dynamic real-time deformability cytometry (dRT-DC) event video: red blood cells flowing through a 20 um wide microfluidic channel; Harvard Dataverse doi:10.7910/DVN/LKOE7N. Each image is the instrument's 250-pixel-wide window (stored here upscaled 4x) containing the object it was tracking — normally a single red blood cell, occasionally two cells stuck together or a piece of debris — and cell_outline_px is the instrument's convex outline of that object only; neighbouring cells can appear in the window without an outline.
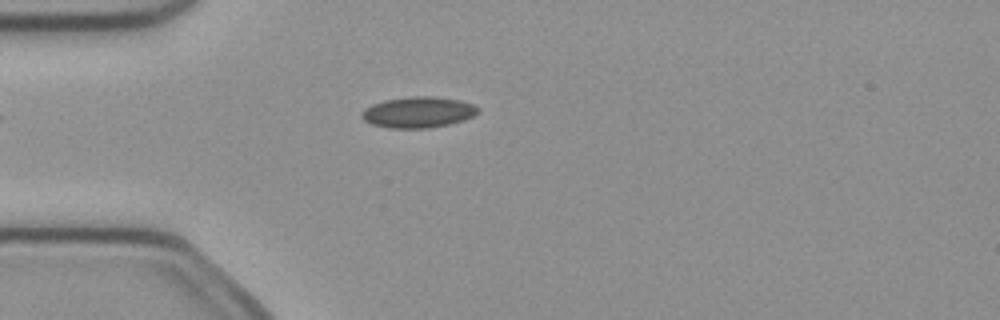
{"species": "common noctule bat (a hibernating species)", "species_latin": "Nyctalus noctula", "temperature_condition": "cold", "stored_images_in_passage": 4, "camera_frame_rate_fps": 3000, "um_per_image_px": 0.085, "animal": {"sex": "female", "body_mass_g": 21.9}, "frame": {"image": 1, "passage_image": 3, "time_ms": 0.667, "image_size_px": [1000, 320], "cell_outline_px": [[480, 112], [464, 120], [448, 124], [428, 128], [388, 128], [372, 124], [364, 120], [360, 116], [360, 112], [364, 108], [372, 104], [384, 100], [408, 96], [436, 96], [460, 100], [472, 104], [480, 108]], "centroid_in_image_um": [35.53, 9.53], "position_along_channel_um": 49.5, "area_um2": 21.21}}